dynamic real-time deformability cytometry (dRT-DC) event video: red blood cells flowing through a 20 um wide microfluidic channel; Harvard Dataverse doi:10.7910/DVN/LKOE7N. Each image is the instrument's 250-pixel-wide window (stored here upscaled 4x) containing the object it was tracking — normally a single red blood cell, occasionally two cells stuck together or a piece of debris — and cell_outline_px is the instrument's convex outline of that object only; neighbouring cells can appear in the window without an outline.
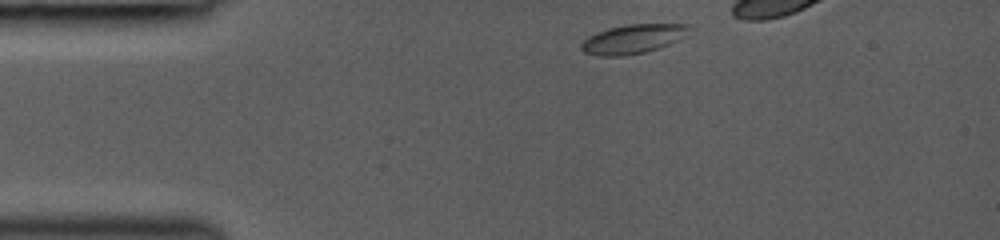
{"species": "common noctule bat (a hibernating species)", "species_latin": "Nyctalus noctula", "temperature_condition": "room temperature", "stored_images_in_passage": 34, "camera_frame_rate_fps": 3000, "um_per_image_px": 0.085, "animal": {"sex": "female", "body_mass_g": 19.0, "forearm_length_mm": 53.3}, "frame": {"image": 1, "passage_image": 1, "time_ms": 0.0, "image_size_px": [1000, 240], "cell_outline_px": [[688, 36], [668, 44], [644, 52], [624, 56], [600, 56], [584, 52], [580, 48], [580, 44], [588, 36], [596, 32], [608, 28], [624, 24], [688, 24]], "centroid_in_image_um": [53.77, 3.3], "position_along_channel_um": 31.2, "area_um2": 18.32}}